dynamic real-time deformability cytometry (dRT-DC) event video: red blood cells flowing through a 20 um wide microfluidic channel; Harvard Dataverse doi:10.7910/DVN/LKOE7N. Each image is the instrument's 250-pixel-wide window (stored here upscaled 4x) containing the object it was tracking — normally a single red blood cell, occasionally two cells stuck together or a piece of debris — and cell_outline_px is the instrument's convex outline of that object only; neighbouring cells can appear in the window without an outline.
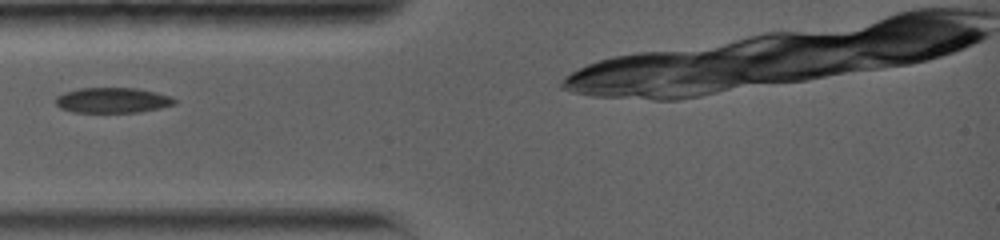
{"species": "common noctule bat (a hibernating species)", "species_latin": "Nyctalus noctula", "temperature_condition": "warm", "stored_images_in_passage": 27, "camera_frame_rate_fps": 5000, "um_per_image_px": 0.085, "animal": {"sex": "female", "body_mass_g": 19.0, "forearm_length_mm": 56.7}, "frame": {"image": 1, "passage_image": 1, "time_ms": 0.0, "image_size_px": [1000, 240], "cell_outline_px": [[176, 104], [160, 108], [140, 112], [72, 112], [60, 108], [56, 104], [56, 96], [64, 92], [80, 88], [136, 88], [156, 92], [172, 96], [176, 100]], "centroid_in_image_um": [9.58, 8.52], "position_along_channel_um": 75.4, "area_um2": 17.63}}
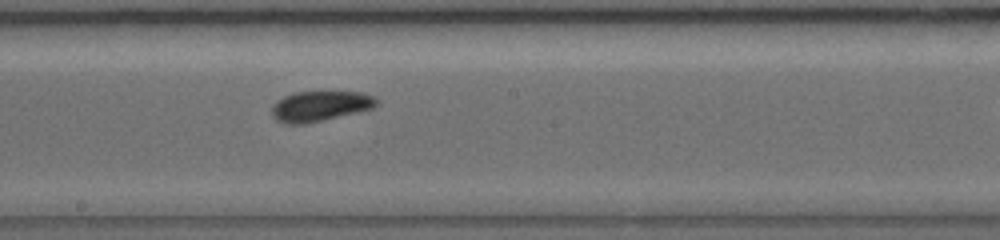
{"frame": {"image": 2, "passage_image": 10, "time_ms": 3.8, "image_size_px": [1000, 240], "cell_outline_px": [[376, 104], [372, 108], [356, 112], [304, 124], [284, 124], [276, 120], [272, 116], [272, 104], [276, 100], [284, 96], [296, 92], [360, 92], [372, 96], [376, 100]], "centroid_in_image_um": [27.12, 9.02], "position_along_channel_um": 221.1, "area_um2": 18.21}}
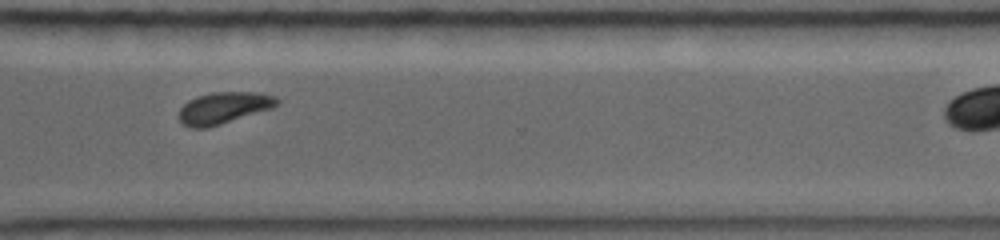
{"frame": {"image": 3, "passage_image": 19, "time_ms": 7.2, "image_size_px": [1000, 240], "cell_outline_px": [[280, 104], [272, 108], [208, 128], [192, 128], [184, 124], [180, 120], [180, 108], [188, 100], [196, 96], [212, 92], [260, 92], [276, 96], [280, 100]], "centroid_in_image_um": [19.05, 9.15], "position_along_channel_um": 351.5, "area_um2": 18.15}}